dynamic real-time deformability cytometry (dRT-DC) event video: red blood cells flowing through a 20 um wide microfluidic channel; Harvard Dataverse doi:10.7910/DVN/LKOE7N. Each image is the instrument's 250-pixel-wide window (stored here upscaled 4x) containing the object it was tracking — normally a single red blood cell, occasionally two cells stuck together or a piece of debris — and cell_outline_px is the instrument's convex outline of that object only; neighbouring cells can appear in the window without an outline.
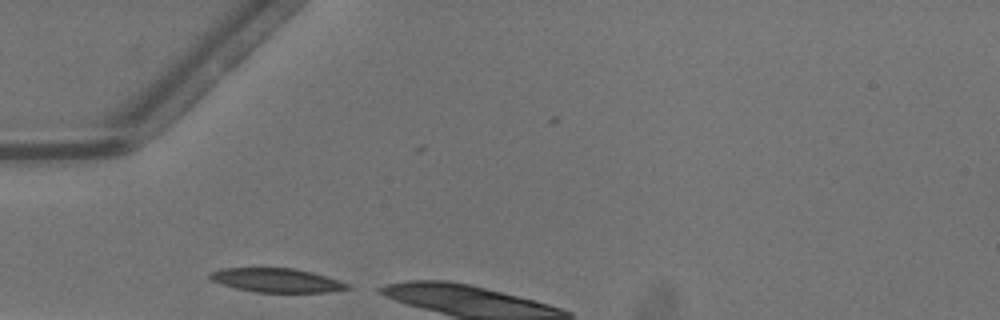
{"species": "common noctule bat (a hibernating species)", "species_latin": "Nyctalus noctula", "temperature_condition": "warm", "stored_images_in_passage": 4, "camera_frame_rate_fps": 3000, "um_per_image_px": 0.085, "animal": {"sex": "male", "body_mass_g": 13.3}, "frame": {"image": 1, "passage_image": 1, "time_ms": 0.0, "image_size_px": [1000, 320], "cell_outline_px": [[352, 288], [328, 292], [256, 292], [236, 288], [212, 280], [208, 276], [208, 272], [220, 268], [292, 268], [312, 272], [340, 280], [348, 284]], "centroid_in_image_um": [23.51, 23.82], "position_along_channel_um": 61.5, "area_um2": 19.13}}